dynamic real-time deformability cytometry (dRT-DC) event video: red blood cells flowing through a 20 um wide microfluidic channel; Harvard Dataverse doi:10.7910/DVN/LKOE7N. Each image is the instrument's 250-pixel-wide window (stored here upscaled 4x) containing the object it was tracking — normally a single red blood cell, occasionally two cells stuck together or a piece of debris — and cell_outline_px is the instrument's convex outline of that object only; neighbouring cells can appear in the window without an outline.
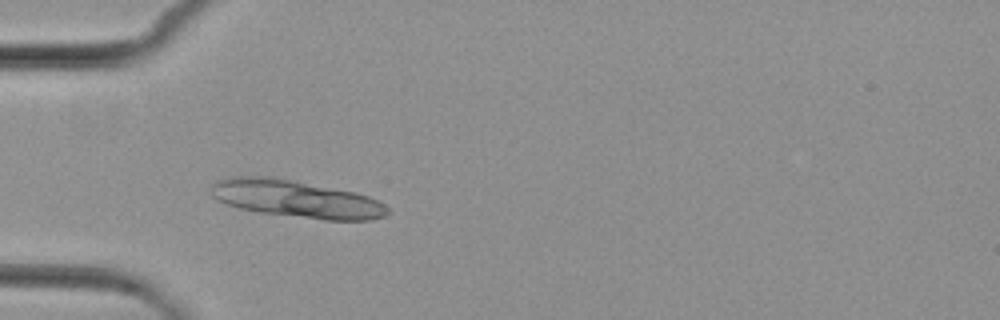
{"species": "common noctule bat (a hibernating species)", "species_latin": "Nyctalus noctula", "temperature_condition": "cold", "stored_images_in_passage": 7, "camera_frame_rate_fps": 3000, "um_per_image_px": 0.085, "animal": {"sex": "female", "body_mass_g": 29.2, "forearm_length_mm": 56.3}, "frame": {"image": 1, "passage_image": 4, "time_ms": 3.333, "image_size_px": [1000, 320], "cell_outline_px": [[392, 212], [384, 216], [372, 220], [324, 220], [260, 212], [240, 208], [216, 200], [212, 196], [212, 184], [228, 176], [272, 176], [356, 192], [368, 196], [384, 204]], "centroid_in_image_um": [25.2, 16.9], "position_along_channel_um": 59.8, "area_um2": 38.49}}